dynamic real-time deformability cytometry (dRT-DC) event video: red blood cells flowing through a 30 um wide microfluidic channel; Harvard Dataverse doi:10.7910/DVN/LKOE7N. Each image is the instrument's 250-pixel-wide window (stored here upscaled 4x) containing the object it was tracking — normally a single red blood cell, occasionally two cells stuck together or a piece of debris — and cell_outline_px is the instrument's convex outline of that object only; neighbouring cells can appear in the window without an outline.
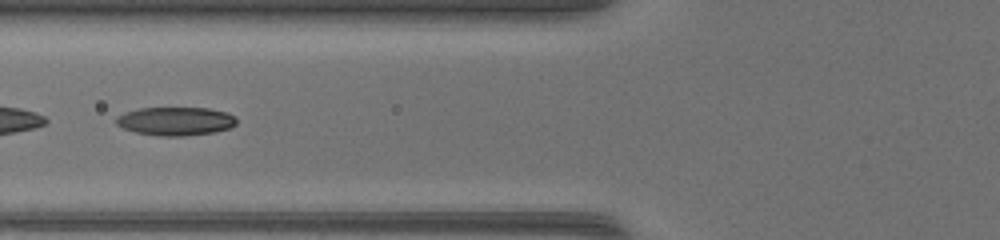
{"species": "common noctule bat (a hibernating species)", "species_latin": "Nyctalus noctula", "temperature_condition": "warm", "stored_images_in_passage": 31, "camera_frame_rate_fps": 3000, "um_per_image_px": 0.085, "animal": {"sex": "female", "body_mass_g": 17.0, "forearm_length_mm": 48.0}, "frame": {"image": 1, "passage_image": 5, "time_ms": 1.333, "image_size_px": [1000, 240], "cell_outline_px": [[236, 124], [228, 128], [216, 132], [184, 136], [160, 136], [136, 132], [124, 128], [116, 124], [116, 116], [124, 112], [140, 108], [208, 108], [224, 112], [236, 116]], "centroid_in_image_um": [14.92, 10.3], "position_along_channel_um": 110.9, "area_um2": 19.94}}
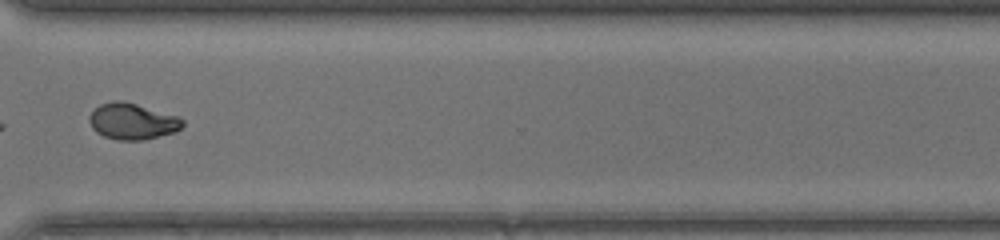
{"frame": {"image": 2, "passage_image": 22, "time_ms": 7.0, "image_size_px": [1000, 240], "cell_outline_px": [[184, 124], [176, 132], [144, 140], [116, 140], [104, 136], [96, 132], [92, 128], [88, 120], [88, 116], [100, 104], [112, 100], [120, 100], [136, 104], [180, 116], [184, 120]], "centroid_in_image_um": [11.26, 10.32], "position_along_channel_um": 359.3, "area_um2": 19.88}, "authors_computed_cell_mechanics": {"area_um2": 19.5942, "velocity_mm_per_s": 4.388, "shape_relaxation_time_tau1_ms": 8.9574, "shape_relaxation_time_tau2_ms": 2.3672, "deformation_change_tau1": 0.2711, "deformation_change_tau2": 0.0503}}